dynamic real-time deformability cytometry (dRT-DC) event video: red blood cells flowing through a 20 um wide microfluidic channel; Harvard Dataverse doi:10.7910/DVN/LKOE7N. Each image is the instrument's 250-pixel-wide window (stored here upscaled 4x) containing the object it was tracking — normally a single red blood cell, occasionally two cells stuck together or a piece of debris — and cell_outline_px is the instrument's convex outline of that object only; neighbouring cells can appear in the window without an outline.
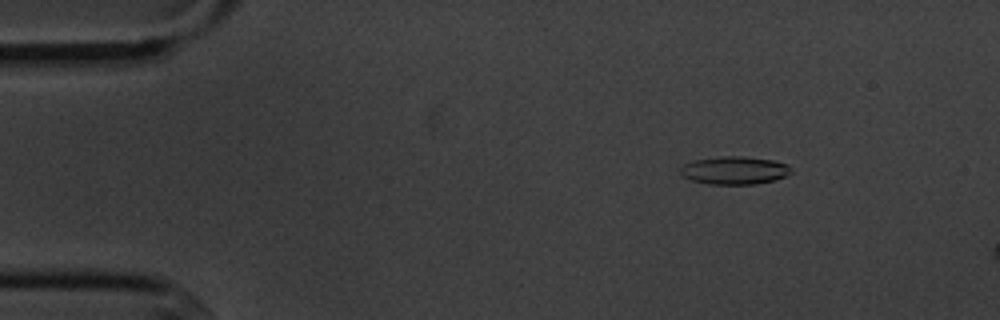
{"species": "common noctule bat (a hibernating species)", "species_latin": "Nyctalus noctula", "temperature_condition": "cold", "stored_images_in_passage": 4, "camera_frame_rate_fps": 3000, "um_per_image_px": 0.085, "animal": {"sex": "male", "body_mass_g": 20.1, "forearm_length_mm": 53.5}, "frame": {"image": 1, "passage_image": 2, "time_ms": 1.0, "image_size_px": [1000, 320], "cell_outline_px": [[792, 172], [776, 180], [756, 184], [708, 184], [692, 180], [684, 176], [680, 172], [680, 168], [684, 164], [692, 160], [720, 156], [740, 156], [772, 160], [788, 164], [792, 168]], "centroid_in_image_um": [62.44, 14.48], "position_along_channel_um": 22.6, "area_um2": 18.09}}